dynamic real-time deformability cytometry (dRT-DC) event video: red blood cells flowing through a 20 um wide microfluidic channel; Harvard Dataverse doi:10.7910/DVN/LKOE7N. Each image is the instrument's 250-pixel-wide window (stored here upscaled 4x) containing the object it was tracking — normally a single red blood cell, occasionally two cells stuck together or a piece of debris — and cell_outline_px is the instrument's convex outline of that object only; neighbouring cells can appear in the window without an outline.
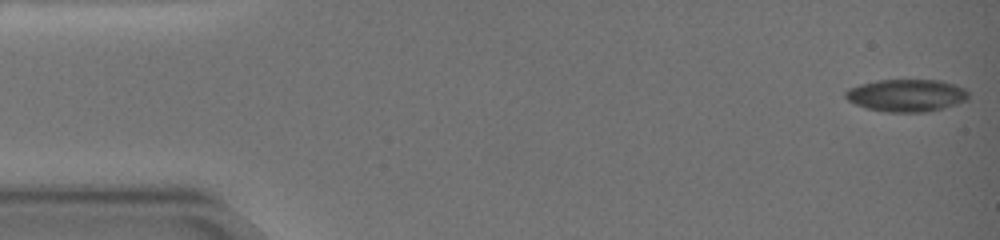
{"species": "common noctule bat (a hibernating species)", "species_latin": "Nyctalus noctula", "temperature_condition": "warm", "stored_images_in_passage": 65, "camera_frame_rate_fps": 3000, "um_per_image_px": 0.085, "animal": {"sex": "female", "body_mass_g": 19.0, "forearm_length_mm": 51.5}, "frame": {"image": 1, "passage_image": 1, "time_ms": 0.0, "image_size_px": [1000, 240], "cell_outline_px": [[968, 100], [956, 104], [928, 112], [888, 112], [864, 108], [848, 100], [844, 96], [844, 92], [848, 88], [860, 84], [876, 80], [940, 80], [956, 84], [964, 88], [968, 92]], "centroid_in_image_um": [77.04, 8.1], "position_along_channel_um": 8.0, "area_um2": 23.41}}
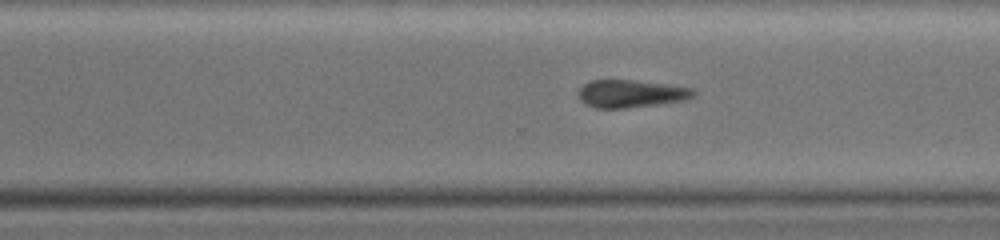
{"frame": {"image": 2, "passage_image": 46, "time_ms": 15.0, "image_size_px": [1000, 240], "cell_outline_px": [[696, 92], [692, 96], [684, 100], [656, 104], [624, 108], [596, 108], [584, 104], [580, 100], [580, 88], [584, 84], [592, 80], [632, 80], [696, 88]], "centroid_in_image_um": [53.63, 7.96], "position_along_channel_um": 317.0, "area_um2": 18.32}}
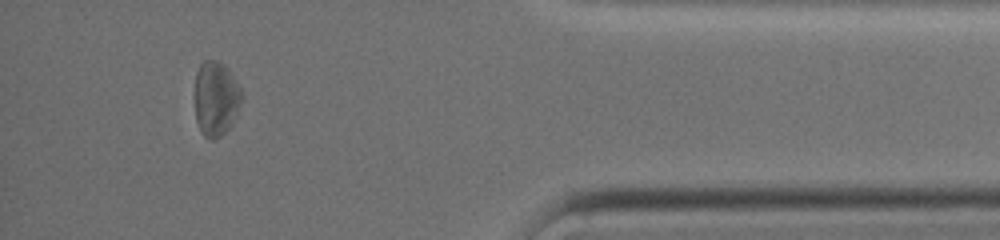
{"frame": {"image": 3, "passage_image": 59, "time_ms": 19.333, "image_size_px": [1000, 240], "cell_outline_px": [[244, 100], [232, 128], [220, 136], [212, 140], [208, 140], [200, 132], [196, 120], [196, 72], [200, 64], [204, 60], [216, 60], [224, 64], [232, 72], [244, 96]], "centroid_in_image_um": [18.41, 8.41], "position_along_channel_um": 416.8, "area_um2": 21.1}, "authors_computed_cell_mechanics": {"area_um2": 22.0218, "velocity_mm_per_s": 2.9778, "shape_relaxation_time_tau1_ms": 2.1135, "shape_relaxation_time_tau2_ms": null, "deformation_change_tau1": 0.1159, "deformation_change_tau2": null}}